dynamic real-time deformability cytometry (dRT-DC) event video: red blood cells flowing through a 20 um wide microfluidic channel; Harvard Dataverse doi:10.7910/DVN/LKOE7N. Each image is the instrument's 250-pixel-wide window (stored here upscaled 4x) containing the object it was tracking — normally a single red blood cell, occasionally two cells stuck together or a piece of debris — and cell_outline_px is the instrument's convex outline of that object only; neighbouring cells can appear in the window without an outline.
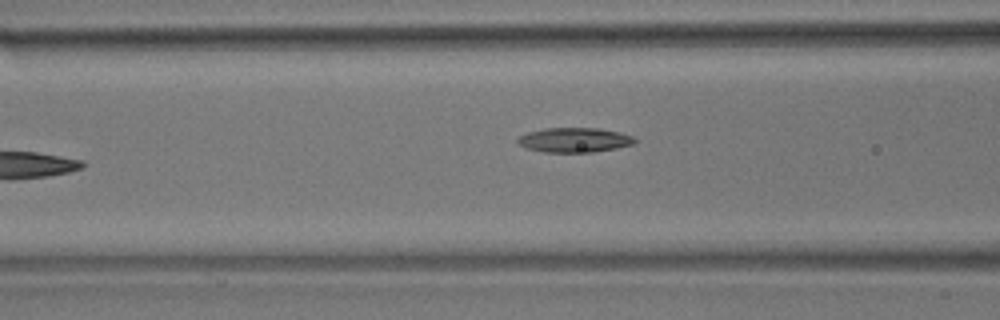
{"species": "common noctule bat (a hibernating species)", "species_latin": "Nyctalus noctula", "temperature_condition": "room temperature", "stored_images_in_passage": 7, "camera_frame_rate_fps": 3000, "um_per_image_px": 0.085, "animal": {"sex": "male", "body_mass_g": 17.9}, "frame": {"image": 1, "passage_image": 6, "time_ms": 1.667, "image_size_px": [1000, 320], "cell_outline_px": [[636, 140], [632, 144], [616, 148], [592, 152], [544, 152], [524, 148], [516, 140], [520, 136], [528, 132], [544, 128], [600, 128], [620, 132], [632, 136]], "centroid_in_image_um": [48.8, 11.89], "position_along_channel_um": 117.8, "area_um2": 16.76}}
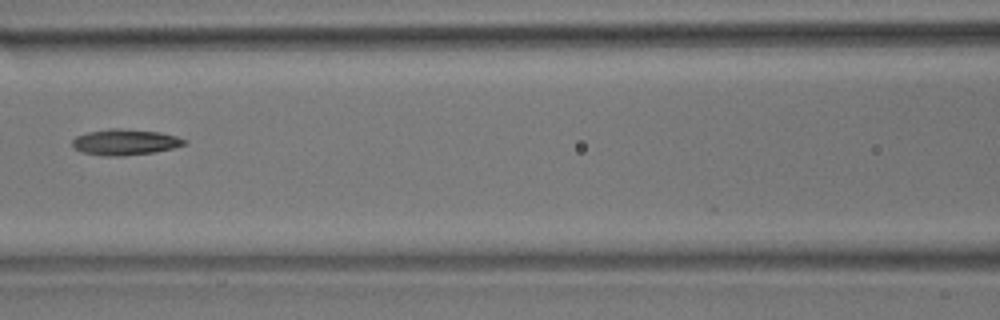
{"frame": {"image": 2, "passage_image": 7, "time_ms": 2.0, "image_size_px": [1000, 320], "cell_outline_px": [[188, 144], [172, 148], [152, 152], [124, 156], [100, 156], [80, 152], [72, 144], [72, 140], [76, 136], [88, 132], [112, 128], [116, 128], [160, 132], [176, 136], [188, 140]], "centroid_in_image_um": [10.63, 12.08], "position_along_channel_um": 156.0, "area_um2": 16.94}}